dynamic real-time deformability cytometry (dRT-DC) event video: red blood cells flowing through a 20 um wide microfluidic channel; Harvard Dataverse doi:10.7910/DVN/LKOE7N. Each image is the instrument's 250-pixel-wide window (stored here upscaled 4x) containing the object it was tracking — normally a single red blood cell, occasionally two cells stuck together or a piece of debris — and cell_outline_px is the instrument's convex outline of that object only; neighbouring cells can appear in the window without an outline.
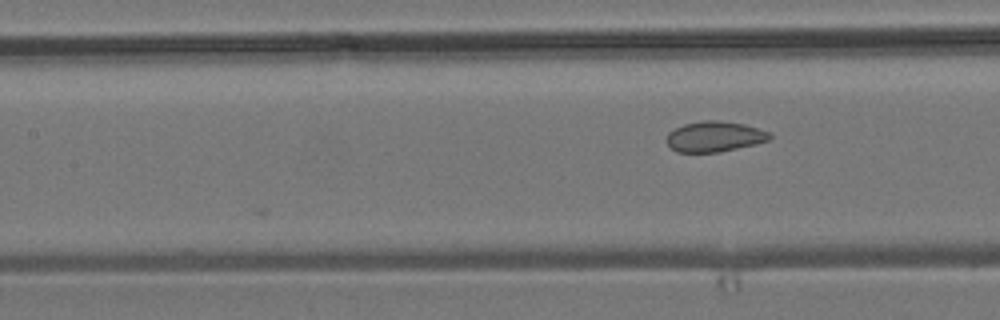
{"species": "common noctule bat (a hibernating species)", "species_latin": "Nyctalus noctula", "temperature_condition": "room temperature", "stored_images_in_passage": 4, "camera_frame_rate_fps": 3000, "um_per_image_px": 0.085, "animal": {"sex": "male", "body_mass_g": 19.2, "forearm_length_mm": 51.8}, "frame": {"image": 1, "passage_image": 4, "time_ms": 3.667, "image_size_px": [1000, 320], "cell_outline_px": [[772, 136], [768, 140], [756, 144], [720, 152], [676, 152], [664, 140], [668, 132], [684, 124], [704, 120], [716, 120], [744, 124], [772, 132]], "centroid_in_image_um": [60.74, 11.61], "position_along_channel_um": 146.7, "area_um2": 18.44}}